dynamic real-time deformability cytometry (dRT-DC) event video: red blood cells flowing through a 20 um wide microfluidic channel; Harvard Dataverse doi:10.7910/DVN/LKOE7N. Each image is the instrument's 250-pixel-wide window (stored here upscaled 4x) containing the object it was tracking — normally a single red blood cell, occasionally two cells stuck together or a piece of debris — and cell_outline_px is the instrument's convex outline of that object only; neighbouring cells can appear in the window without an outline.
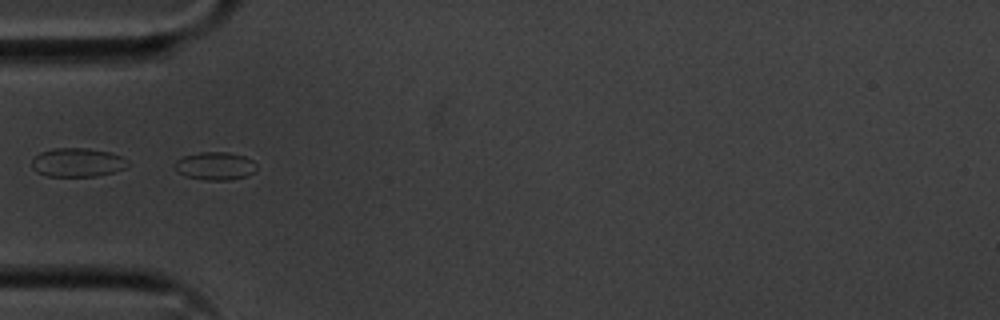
{"species": "common noctule bat (a hibernating species)", "species_latin": "Nyctalus noctula", "temperature_condition": "cold", "stored_images_in_passage": 44, "segment_of_instrument_passage": [2, 2], "camera_frame_rate_fps": 3000, "um_per_image_px": 0.085, "animal": {"sex": "male", "body_mass_g": 20.1, "forearm_length_mm": 53.5}, "frame": {"image": 1, "passage_image": 7, "time_ms": 2.0, "image_size_px": [1000, 320], "cell_outline_px": [[256, 168], [248, 176], [228, 180], [204, 180], [184, 176], [176, 172], [172, 164], [176, 160], [184, 156], [200, 152], [228, 152], [244, 156], [252, 160], [256, 164]], "centroid_in_image_um": [18.23, 14.11], "position_along_channel_um": 66.8, "area_um2": 13.53}}
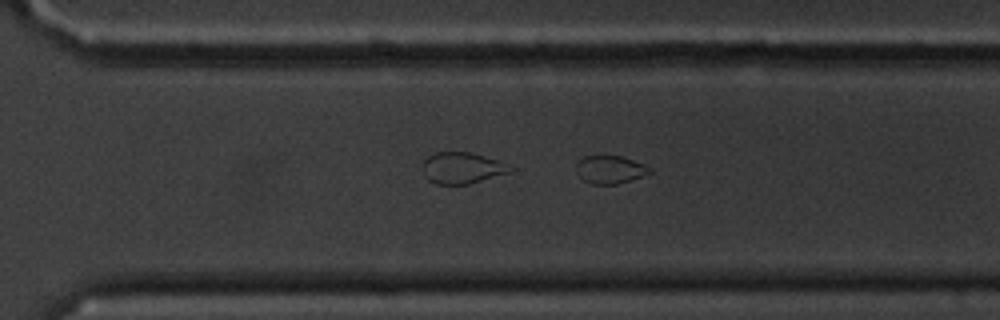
{"frame": {"image": 2, "passage_image": 28, "time_ms": 9.0, "image_size_px": [1000, 320], "cell_outline_px": [[652, 172], [616, 184], [592, 184], [584, 180], [576, 172], [576, 164], [584, 156], [620, 156], [644, 164], [652, 168]], "centroid_in_image_um": [51.84, 14.41], "position_along_channel_um": 318.8, "area_um2": 11.73}}
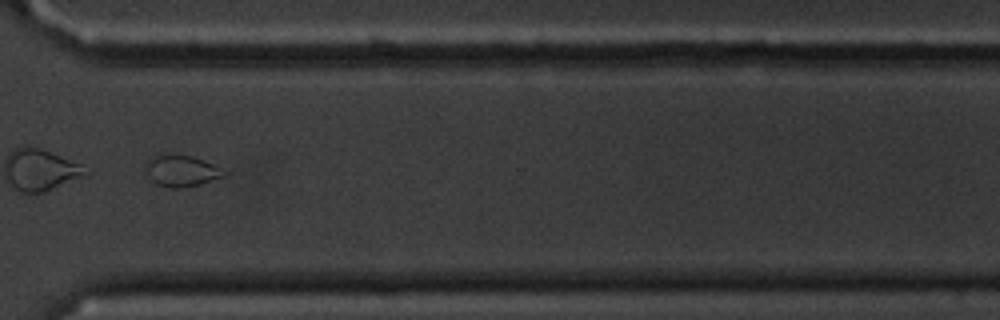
{"frame": {"image": 3, "passage_image": 31, "time_ms": 10.0, "image_size_px": [1000, 320], "cell_outline_px": [[228, 172], [224, 176], [200, 184], [184, 188], [172, 188], [156, 184], [152, 180], [144, 168], [144, 164], [152, 156], [192, 156], [212, 164]], "centroid_in_image_um": [15.41, 14.55], "position_along_channel_um": 355.2, "area_um2": 13.99}}